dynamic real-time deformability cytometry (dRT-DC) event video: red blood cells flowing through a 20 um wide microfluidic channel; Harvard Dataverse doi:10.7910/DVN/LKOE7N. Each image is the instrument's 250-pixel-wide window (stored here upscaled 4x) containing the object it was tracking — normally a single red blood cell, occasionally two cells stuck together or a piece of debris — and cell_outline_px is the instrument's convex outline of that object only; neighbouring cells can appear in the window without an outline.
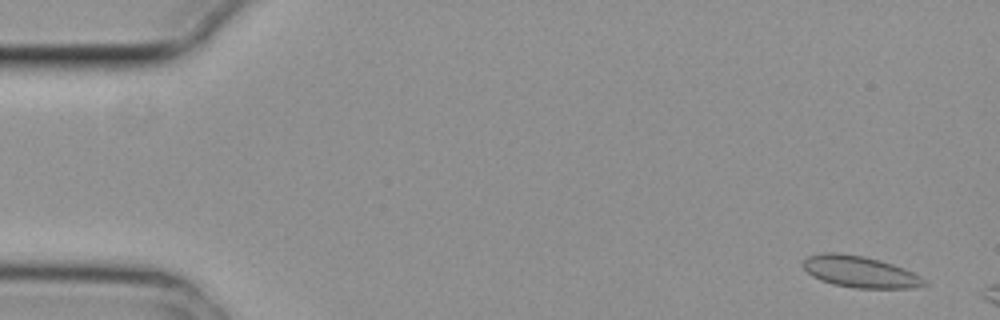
{"species": "common noctule bat (a hibernating species)", "species_latin": "Nyctalus noctula", "temperature_condition": "cold", "stored_images_in_passage": 3, "camera_frame_rate_fps": 3000, "um_per_image_px": 0.085, "animal": {"sex": "female", "body_mass_g": 29.2, "forearm_length_mm": 56.3}, "frame": {"image": 1, "passage_image": 1, "time_ms": 0.0, "image_size_px": [1000, 320], "cell_outline_px": [[928, 284], [916, 288], [856, 288], [832, 284], [820, 280], [812, 276], [800, 264], [808, 256], [824, 252], [836, 252], [864, 256], [880, 260], [904, 268], [920, 276]], "centroid_in_image_um": [73.08, 23.1], "position_along_channel_um": 11.9, "area_um2": 22.31}}